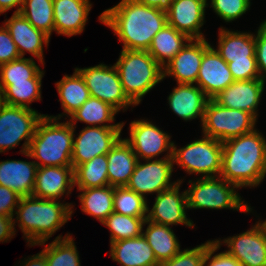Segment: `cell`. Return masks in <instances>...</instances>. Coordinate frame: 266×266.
I'll use <instances>...</instances> for the list:
<instances>
[{
  "label": "cell",
  "instance_id": "6da1fadb",
  "mask_svg": "<svg viewBox=\"0 0 266 266\" xmlns=\"http://www.w3.org/2000/svg\"><path fill=\"white\" fill-rule=\"evenodd\" d=\"M99 18L114 30L126 50L147 51L153 37L168 24L166 10L135 0H122L105 10Z\"/></svg>",
  "mask_w": 266,
  "mask_h": 266
},
{
  "label": "cell",
  "instance_id": "7a4b0ae2",
  "mask_svg": "<svg viewBox=\"0 0 266 266\" xmlns=\"http://www.w3.org/2000/svg\"><path fill=\"white\" fill-rule=\"evenodd\" d=\"M219 177L237 187L257 186L266 174V141L255 129L222 143Z\"/></svg>",
  "mask_w": 266,
  "mask_h": 266
},
{
  "label": "cell",
  "instance_id": "3957f363",
  "mask_svg": "<svg viewBox=\"0 0 266 266\" xmlns=\"http://www.w3.org/2000/svg\"><path fill=\"white\" fill-rule=\"evenodd\" d=\"M17 220L28 242L43 245L72 215V206L57 200L21 197L18 203ZM19 216V217H18Z\"/></svg>",
  "mask_w": 266,
  "mask_h": 266
},
{
  "label": "cell",
  "instance_id": "277c9868",
  "mask_svg": "<svg viewBox=\"0 0 266 266\" xmlns=\"http://www.w3.org/2000/svg\"><path fill=\"white\" fill-rule=\"evenodd\" d=\"M57 117L45 115L37 125L24 155L42 161L43 166H72L74 126L69 122L59 123Z\"/></svg>",
  "mask_w": 266,
  "mask_h": 266
},
{
  "label": "cell",
  "instance_id": "5b68a950",
  "mask_svg": "<svg viewBox=\"0 0 266 266\" xmlns=\"http://www.w3.org/2000/svg\"><path fill=\"white\" fill-rule=\"evenodd\" d=\"M114 65L118 70L124 93L135 105L164 78L163 68L148 51L122 49Z\"/></svg>",
  "mask_w": 266,
  "mask_h": 266
},
{
  "label": "cell",
  "instance_id": "8992f818",
  "mask_svg": "<svg viewBox=\"0 0 266 266\" xmlns=\"http://www.w3.org/2000/svg\"><path fill=\"white\" fill-rule=\"evenodd\" d=\"M256 118L249 112L231 109L209 99L202 122L203 133L220 142L254 130Z\"/></svg>",
  "mask_w": 266,
  "mask_h": 266
},
{
  "label": "cell",
  "instance_id": "52a82bcc",
  "mask_svg": "<svg viewBox=\"0 0 266 266\" xmlns=\"http://www.w3.org/2000/svg\"><path fill=\"white\" fill-rule=\"evenodd\" d=\"M234 188L238 187L223 178L203 177L186 190L188 208H230L250 212V207L244 205Z\"/></svg>",
  "mask_w": 266,
  "mask_h": 266
},
{
  "label": "cell",
  "instance_id": "ba28073f",
  "mask_svg": "<svg viewBox=\"0 0 266 266\" xmlns=\"http://www.w3.org/2000/svg\"><path fill=\"white\" fill-rule=\"evenodd\" d=\"M44 116L32 108L3 104L0 109V153L14 148L24 138L21 152H28L37 125Z\"/></svg>",
  "mask_w": 266,
  "mask_h": 266
},
{
  "label": "cell",
  "instance_id": "9c48e42d",
  "mask_svg": "<svg viewBox=\"0 0 266 266\" xmlns=\"http://www.w3.org/2000/svg\"><path fill=\"white\" fill-rule=\"evenodd\" d=\"M222 153V142L204 135L181 149L173 145L172 159L189 174L202 173L206 175L203 177H215V174L221 173Z\"/></svg>",
  "mask_w": 266,
  "mask_h": 266
},
{
  "label": "cell",
  "instance_id": "30bf717a",
  "mask_svg": "<svg viewBox=\"0 0 266 266\" xmlns=\"http://www.w3.org/2000/svg\"><path fill=\"white\" fill-rule=\"evenodd\" d=\"M76 70L84 78L92 97L110 104L117 111L135 105L124 93L120 76L115 65L108 67L99 64L94 67Z\"/></svg>",
  "mask_w": 266,
  "mask_h": 266
},
{
  "label": "cell",
  "instance_id": "8fae6325",
  "mask_svg": "<svg viewBox=\"0 0 266 266\" xmlns=\"http://www.w3.org/2000/svg\"><path fill=\"white\" fill-rule=\"evenodd\" d=\"M124 123L101 126H87L73 140L72 167L92 160L94 157L107 154L120 139Z\"/></svg>",
  "mask_w": 266,
  "mask_h": 266
},
{
  "label": "cell",
  "instance_id": "7c38bea8",
  "mask_svg": "<svg viewBox=\"0 0 266 266\" xmlns=\"http://www.w3.org/2000/svg\"><path fill=\"white\" fill-rule=\"evenodd\" d=\"M172 155L169 153L164 159L154 161L149 159L146 164H141L138 160L126 187L143 197L146 193L159 194L173 187L177 182H169L174 164Z\"/></svg>",
  "mask_w": 266,
  "mask_h": 266
},
{
  "label": "cell",
  "instance_id": "4fadbf2b",
  "mask_svg": "<svg viewBox=\"0 0 266 266\" xmlns=\"http://www.w3.org/2000/svg\"><path fill=\"white\" fill-rule=\"evenodd\" d=\"M226 251L243 266H266V229L258 222L252 229L223 240Z\"/></svg>",
  "mask_w": 266,
  "mask_h": 266
},
{
  "label": "cell",
  "instance_id": "5bb4252c",
  "mask_svg": "<svg viewBox=\"0 0 266 266\" xmlns=\"http://www.w3.org/2000/svg\"><path fill=\"white\" fill-rule=\"evenodd\" d=\"M233 82L234 79L228 64L204 39V54L196 84L198 83L209 99H213Z\"/></svg>",
  "mask_w": 266,
  "mask_h": 266
},
{
  "label": "cell",
  "instance_id": "9a60e30c",
  "mask_svg": "<svg viewBox=\"0 0 266 266\" xmlns=\"http://www.w3.org/2000/svg\"><path fill=\"white\" fill-rule=\"evenodd\" d=\"M130 139H125L132 147L137 159L149 160L161 152L169 150L173 154V142L170 136L146 120L133 121L130 124Z\"/></svg>",
  "mask_w": 266,
  "mask_h": 266
},
{
  "label": "cell",
  "instance_id": "2e32d148",
  "mask_svg": "<svg viewBox=\"0 0 266 266\" xmlns=\"http://www.w3.org/2000/svg\"><path fill=\"white\" fill-rule=\"evenodd\" d=\"M181 180L169 189L157 194L152 210L147 214V220L166 226L185 224L192 227L193 222L186 217L188 208L186 191L179 194Z\"/></svg>",
  "mask_w": 266,
  "mask_h": 266
},
{
  "label": "cell",
  "instance_id": "e0dca14e",
  "mask_svg": "<svg viewBox=\"0 0 266 266\" xmlns=\"http://www.w3.org/2000/svg\"><path fill=\"white\" fill-rule=\"evenodd\" d=\"M207 0H172L167 12L168 24L190 39H203L200 27L204 24Z\"/></svg>",
  "mask_w": 266,
  "mask_h": 266
},
{
  "label": "cell",
  "instance_id": "ac0fdd59",
  "mask_svg": "<svg viewBox=\"0 0 266 266\" xmlns=\"http://www.w3.org/2000/svg\"><path fill=\"white\" fill-rule=\"evenodd\" d=\"M264 84L261 79L234 81L213 99L224 107L249 112L257 119L256 109Z\"/></svg>",
  "mask_w": 266,
  "mask_h": 266
},
{
  "label": "cell",
  "instance_id": "d6986e66",
  "mask_svg": "<svg viewBox=\"0 0 266 266\" xmlns=\"http://www.w3.org/2000/svg\"><path fill=\"white\" fill-rule=\"evenodd\" d=\"M203 54L204 38L190 39L189 44L164 66L163 77L174 76L179 84L196 83Z\"/></svg>",
  "mask_w": 266,
  "mask_h": 266
},
{
  "label": "cell",
  "instance_id": "ffe728a7",
  "mask_svg": "<svg viewBox=\"0 0 266 266\" xmlns=\"http://www.w3.org/2000/svg\"><path fill=\"white\" fill-rule=\"evenodd\" d=\"M74 186V169L72 166L38 167L32 196L40 199L57 200L68 193Z\"/></svg>",
  "mask_w": 266,
  "mask_h": 266
},
{
  "label": "cell",
  "instance_id": "44dd1931",
  "mask_svg": "<svg viewBox=\"0 0 266 266\" xmlns=\"http://www.w3.org/2000/svg\"><path fill=\"white\" fill-rule=\"evenodd\" d=\"M11 38L16 44L21 57L25 51L37 57L43 64V43L48 45L50 37L43 31L36 29L20 13H15L5 22Z\"/></svg>",
  "mask_w": 266,
  "mask_h": 266
},
{
  "label": "cell",
  "instance_id": "7402d4cb",
  "mask_svg": "<svg viewBox=\"0 0 266 266\" xmlns=\"http://www.w3.org/2000/svg\"><path fill=\"white\" fill-rule=\"evenodd\" d=\"M90 9L89 0H53L54 31L68 37L80 34Z\"/></svg>",
  "mask_w": 266,
  "mask_h": 266
},
{
  "label": "cell",
  "instance_id": "603a6c76",
  "mask_svg": "<svg viewBox=\"0 0 266 266\" xmlns=\"http://www.w3.org/2000/svg\"><path fill=\"white\" fill-rule=\"evenodd\" d=\"M37 169L35 161H1L0 185L15 191L21 197L32 196Z\"/></svg>",
  "mask_w": 266,
  "mask_h": 266
},
{
  "label": "cell",
  "instance_id": "cb8c5ba5",
  "mask_svg": "<svg viewBox=\"0 0 266 266\" xmlns=\"http://www.w3.org/2000/svg\"><path fill=\"white\" fill-rule=\"evenodd\" d=\"M170 108L184 120L199 116L203 122L205 107L209 98L199 86L179 84L168 97Z\"/></svg>",
  "mask_w": 266,
  "mask_h": 266
},
{
  "label": "cell",
  "instance_id": "d4e9b609",
  "mask_svg": "<svg viewBox=\"0 0 266 266\" xmlns=\"http://www.w3.org/2000/svg\"><path fill=\"white\" fill-rule=\"evenodd\" d=\"M111 257L121 266H157L155 254L143 235L111 242Z\"/></svg>",
  "mask_w": 266,
  "mask_h": 266
},
{
  "label": "cell",
  "instance_id": "484cf974",
  "mask_svg": "<svg viewBox=\"0 0 266 266\" xmlns=\"http://www.w3.org/2000/svg\"><path fill=\"white\" fill-rule=\"evenodd\" d=\"M107 161L109 185L126 186L138 161L131 145L125 139L120 138L107 153Z\"/></svg>",
  "mask_w": 266,
  "mask_h": 266
},
{
  "label": "cell",
  "instance_id": "4316f807",
  "mask_svg": "<svg viewBox=\"0 0 266 266\" xmlns=\"http://www.w3.org/2000/svg\"><path fill=\"white\" fill-rule=\"evenodd\" d=\"M255 50L254 35L220 29L219 46L216 51L226 63L256 57Z\"/></svg>",
  "mask_w": 266,
  "mask_h": 266
},
{
  "label": "cell",
  "instance_id": "83f0119b",
  "mask_svg": "<svg viewBox=\"0 0 266 266\" xmlns=\"http://www.w3.org/2000/svg\"><path fill=\"white\" fill-rule=\"evenodd\" d=\"M190 38L167 24L153 37L152 43L147 50L156 62L164 68L165 62L172 60L175 55L189 42ZM165 59H167L165 61Z\"/></svg>",
  "mask_w": 266,
  "mask_h": 266
},
{
  "label": "cell",
  "instance_id": "f1b7e54d",
  "mask_svg": "<svg viewBox=\"0 0 266 266\" xmlns=\"http://www.w3.org/2000/svg\"><path fill=\"white\" fill-rule=\"evenodd\" d=\"M144 223L149 225L142 235L153 250L158 263L170 260L180 251V244L169 226L156 224L147 219Z\"/></svg>",
  "mask_w": 266,
  "mask_h": 266
},
{
  "label": "cell",
  "instance_id": "f546056e",
  "mask_svg": "<svg viewBox=\"0 0 266 266\" xmlns=\"http://www.w3.org/2000/svg\"><path fill=\"white\" fill-rule=\"evenodd\" d=\"M64 113L69 116L79 109L91 95L84 78L75 69L72 76L65 75L56 83Z\"/></svg>",
  "mask_w": 266,
  "mask_h": 266
},
{
  "label": "cell",
  "instance_id": "4dcf8cb0",
  "mask_svg": "<svg viewBox=\"0 0 266 266\" xmlns=\"http://www.w3.org/2000/svg\"><path fill=\"white\" fill-rule=\"evenodd\" d=\"M83 191L79 195L81 209L84 213L94 216L102 223L114 212V187L102 186L96 188L78 189Z\"/></svg>",
  "mask_w": 266,
  "mask_h": 266
},
{
  "label": "cell",
  "instance_id": "1f68e13d",
  "mask_svg": "<svg viewBox=\"0 0 266 266\" xmlns=\"http://www.w3.org/2000/svg\"><path fill=\"white\" fill-rule=\"evenodd\" d=\"M41 80L0 82V95L6 105L30 108L28 104L41 98Z\"/></svg>",
  "mask_w": 266,
  "mask_h": 266
},
{
  "label": "cell",
  "instance_id": "d6a6232c",
  "mask_svg": "<svg viewBox=\"0 0 266 266\" xmlns=\"http://www.w3.org/2000/svg\"><path fill=\"white\" fill-rule=\"evenodd\" d=\"M107 154L94 157L74 169V185L78 189L108 186Z\"/></svg>",
  "mask_w": 266,
  "mask_h": 266
},
{
  "label": "cell",
  "instance_id": "836d02e7",
  "mask_svg": "<svg viewBox=\"0 0 266 266\" xmlns=\"http://www.w3.org/2000/svg\"><path fill=\"white\" fill-rule=\"evenodd\" d=\"M19 13L49 37L54 31L53 0H24Z\"/></svg>",
  "mask_w": 266,
  "mask_h": 266
},
{
  "label": "cell",
  "instance_id": "e575fe53",
  "mask_svg": "<svg viewBox=\"0 0 266 266\" xmlns=\"http://www.w3.org/2000/svg\"><path fill=\"white\" fill-rule=\"evenodd\" d=\"M70 235L64 239L57 236L55 240L41 252L45 255L47 266H80L79 255Z\"/></svg>",
  "mask_w": 266,
  "mask_h": 266
},
{
  "label": "cell",
  "instance_id": "d590c367",
  "mask_svg": "<svg viewBox=\"0 0 266 266\" xmlns=\"http://www.w3.org/2000/svg\"><path fill=\"white\" fill-rule=\"evenodd\" d=\"M118 111L110 104L103 102L95 97H90L83 105L71 114V121L69 122L74 126L76 120L85 122L86 124H103L104 122H113L114 115ZM74 120V122H72Z\"/></svg>",
  "mask_w": 266,
  "mask_h": 266
},
{
  "label": "cell",
  "instance_id": "8d00e7d4",
  "mask_svg": "<svg viewBox=\"0 0 266 266\" xmlns=\"http://www.w3.org/2000/svg\"><path fill=\"white\" fill-rule=\"evenodd\" d=\"M145 197L139 195L126 186L114 187L113 208L114 212L122 215L147 218L149 212Z\"/></svg>",
  "mask_w": 266,
  "mask_h": 266
},
{
  "label": "cell",
  "instance_id": "74e56055",
  "mask_svg": "<svg viewBox=\"0 0 266 266\" xmlns=\"http://www.w3.org/2000/svg\"><path fill=\"white\" fill-rule=\"evenodd\" d=\"M146 219L147 218L132 217L113 212L102 224L106 225L111 231V243L142 235V228Z\"/></svg>",
  "mask_w": 266,
  "mask_h": 266
},
{
  "label": "cell",
  "instance_id": "f35d334b",
  "mask_svg": "<svg viewBox=\"0 0 266 266\" xmlns=\"http://www.w3.org/2000/svg\"><path fill=\"white\" fill-rule=\"evenodd\" d=\"M43 75L31 58L20 57L0 65V82H28V79H42Z\"/></svg>",
  "mask_w": 266,
  "mask_h": 266
},
{
  "label": "cell",
  "instance_id": "ab89813d",
  "mask_svg": "<svg viewBox=\"0 0 266 266\" xmlns=\"http://www.w3.org/2000/svg\"><path fill=\"white\" fill-rule=\"evenodd\" d=\"M208 249V241L193 249L179 251L173 258L160 262L157 266H203V259Z\"/></svg>",
  "mask_w": 266,
  "mask_h": 266
},
{
  "label": "cell",
  "instance_id": "60d3db41",
  "mask_svg": "<svg viewBox=\"0 0 266 266\" xmlns=\"http://www.w3.org/2000/svg\"><path fill=\"white\" fill-rule=\"evenodd\" d=\"M216 14L226 22L233 21L243 15L250 7V0H211Z\"/></svg>",
  "mask_w": 266,
  "mask_h": 266
},
{
  "label": "cell",
  "instance_id": "b9f144b4",
  "mask_svg": "<svg viewBox=\"0 0 266 266\" xmlns=\"http://www.w3.org/2000/svg\"><path fill=\"white\" fill-rule=\"evenodd\" d=\"M234 81L260 79L256 57L227 63Z\"/></svg>",
  "mask_w": 266,
  "mask_h": 266
},
{
  "label": "cell",
  "instance_id": "7bdbcfd3",
  "mask_svg": "<svg viewBox=\"0 0 266 266\" xmlns=\"http://www.w3.org/2000/svg\"><path fill=\"white\" fill-rule=\"evenodd\" d=\"M220 241H208V249L205 253L203 259V266L207 263L208 260L211 261L208 263L207 266H243L238 260H236L233 256L229 255L227 252L219 253L215 256L212 254L220 248Z\"/></svg>",
  "mask_w": 266,
  "mask_h": 266
},
{
  "label": "cell",
  "instance_id": "ee69618b",
  "mask_svg": "<svg viewBox=\"0 0 266 266\" xmlns=\"http://www.w3.org/2000/svg\"><path fill=\"white\" fill-rule=\"evenodd\" d=\"M11 35L6 27L0 28V65L9 63L15 59L20 58Z\"/></svg>",
  "mask_w": 266,
  "mask_h": 266
},
{
  "label": "cell",
  "instance_id": "f6af8a7d",
  "mask_svg": "<svg viewBox=\"0 0 266 266\" xmlns=\"http://www.w3.org/2000/svg\"><path fill=\"white\" fill-rule=\"evenodd\" d=\"M256 42V61L257 67L260 74V79L265 83L266 78V21H264L258 29L257 36L255 37ZM263 73H265L263 75Z\"/></svg>",
  "mask_w": 266,
  "mask_h": 266
},
{
  "label": "cell",
  "instance_id": "bcb514c9",
  "mask_svg": "<svg viewBox=\"0 0 266 266\" xmlns=\"http://www.w3.org/2000/svg\"><path fill=\"white\" fill-rule=\"evenodd\" d=\"M21 196L15 191L0 185V215L13 217Z\"/></svg>",
  "mask_w": 266,
  "mask_h": 266
},
{
  "label": "cell",
  "instance_id": "7dc6e473",
  "mask_svg": "<svg viewBox=\"0 0 266 266\" xmlns=\"http://www.w3.org/2000/svg\"><path fill=\"white\" fill-rule=\"evenodd\" d=\"M13 217L0 215V242L7 241L15 235Z\"/></svg>",
  "mask_w": 266,
  "mask_h": 266
},
{
  "label": "cell",
  "instance_id": "c3c4849f",
  "mask_svg": "<svg viewBox=\"0 0 266 266\" xmlns=\"http://www.w3.org/2000/svg\"><path fill=\"white\" fill-rule=\"evenodd\" d=\"M24 0H0V14L6 12L7 10L13 8V7H17L19 5V8H17L16 11H14L15 13H19L21 10V5L23 4Z\"/></svg>",
  "mask_w": 266,
  "mask_h": 266
},
{
  "label": "cell",
  "instance_id": "681fc988",
  "mask_svg": "<svg viewBox=\"0 0 266 266\" xmlns=\"http://www.w3.org/2000/svg\"><path fill=\"white\" fill-rule=\"evenodd\" d=\"M138 3L167 10L172 0H135Z\"/></svg>",
  "mask_w": 266,
  "mask_h": 266
},
{
  "label": "cell",
  "instance_id": "f907efd6",
  "mask_svg": "<svg viewBox=\"0 0 266 266\" xmlns=\"http://www.w3.org/2000/svg\"><path fill=\"white\" fill-rule=\"evenodd\" d=\"M24 266H47V261L45 255L40 252L39 254L33 255Z\"/></svg>",
  "mask_w": 266,
  "mask_h": 266
},
{
  "label": "cell",
  "instance_id": "816d5d0a",
  "mask_svg": "<svg viewBox=\"0 0 266 266\" xmlns=\"http://www.w3.org/2000/svg\"><path fill=\"white\" fill-rule=\"evenodd\" d=\"M3 101H2V98H1V95H0V109H1V106L3 105Z\"/></svg>",
  "mask_w": 266,
  "mask_h": 266
},
{
  "label": "cell",
  "instance_id": "f5cc1de1",
  "mask_svg": "<svg viewBox=\"0 0 266 266\" xmlns=\"http://www.w3.org/2000/svg\"><path fill=\"white\" fill-rule=\"evenodd\" d=\"M262 224H263L264 228L266 229V221H264Z\"/></svg>",
  "mask_w": 266,
  "mask_h": 266
}]
</instances>
